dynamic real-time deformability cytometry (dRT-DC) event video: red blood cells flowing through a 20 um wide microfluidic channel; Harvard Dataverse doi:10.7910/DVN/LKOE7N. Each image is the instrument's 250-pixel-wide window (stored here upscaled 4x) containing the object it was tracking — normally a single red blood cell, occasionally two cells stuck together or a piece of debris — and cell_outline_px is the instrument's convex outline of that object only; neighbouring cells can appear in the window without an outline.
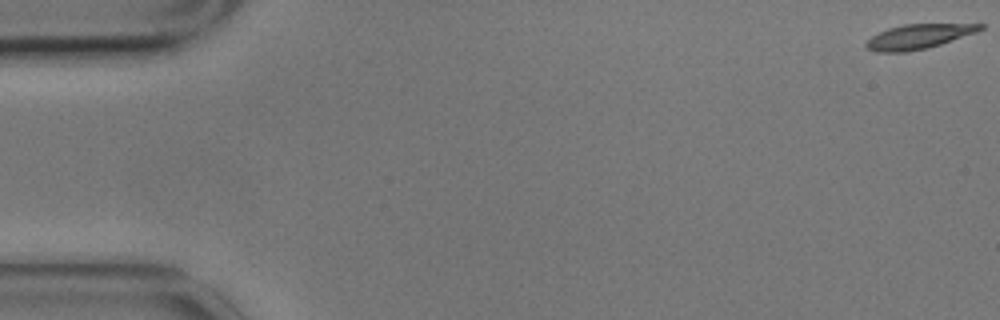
{"species": "common noctule bat (a hibernating species)", "species_latin": "Nyctalus noctula", "temperature_condition": "cold", "stored_images_in_passage": 8, "camera_frame_rate_fps": 3000, "um_per_image_px": 0.085, "animal": {"sex": "male", "body_mass_g": 17.9}, "frame": {"image": 1, "passage_image": 1, "time_ms": 0.0, "image_size_px": [1000, 320], "cell_outline_px": [[984, 28], [976, 32], [928, 48], [904, 52], [876, 52], [864, 48], [864, 44], [872, 36], [888, 28], [904, 24], [984, 24]], "centroid_in_image_um": [78.03, 3.11], "position_along_channel_um": 7.0, "area_um2": 16.24}}
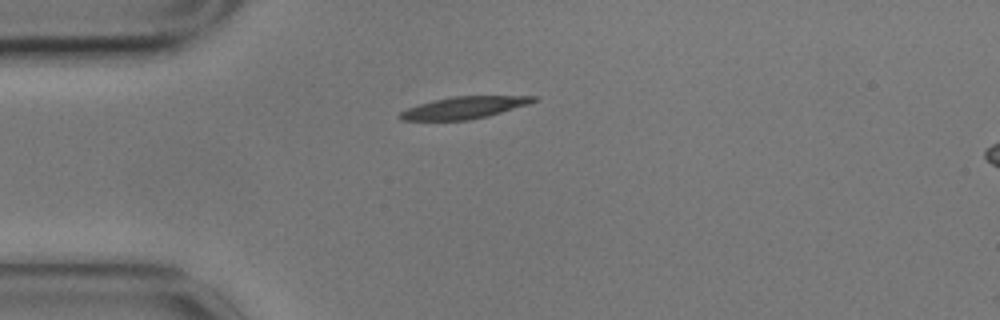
{"frame": {"image": 2, "passage_image": 5, "time_ms": 1.333, "image_size_px": [1000, 320], "cell_outline_px": [[540, 100], [528, 104], [488, 116], [468, 120], [400, 120], [396, 116], [400, 112], [408, 108], [432, 100], [452, 96], [536, 96]], "centroid_in_image_um": [39.44, 9.15], "position_along_channel_um": 45.6, "area_um2": 17.11}}
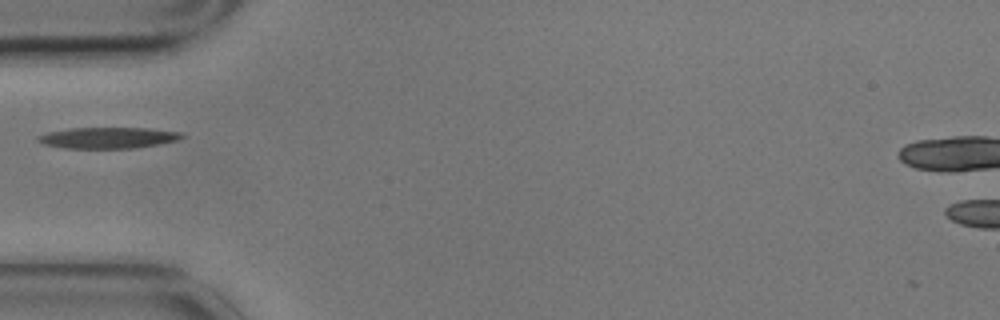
{"frame": {"image": 3, "passage_image": 6, "time_ms": 1.667, "image_size_px": [1000, 320], "cell_outline_px": [[184, 136], [176, 140], [160, 144], [136, 148], [64, 148], [44, 144], [36, 140], [36, 136], [48, 132], [72, 128], [148, 128], [184, 132]], "centroid_in_image_um": [9.2, 11.71], "position_along_channel_um": 75.8, "area_um2": 17.74}}